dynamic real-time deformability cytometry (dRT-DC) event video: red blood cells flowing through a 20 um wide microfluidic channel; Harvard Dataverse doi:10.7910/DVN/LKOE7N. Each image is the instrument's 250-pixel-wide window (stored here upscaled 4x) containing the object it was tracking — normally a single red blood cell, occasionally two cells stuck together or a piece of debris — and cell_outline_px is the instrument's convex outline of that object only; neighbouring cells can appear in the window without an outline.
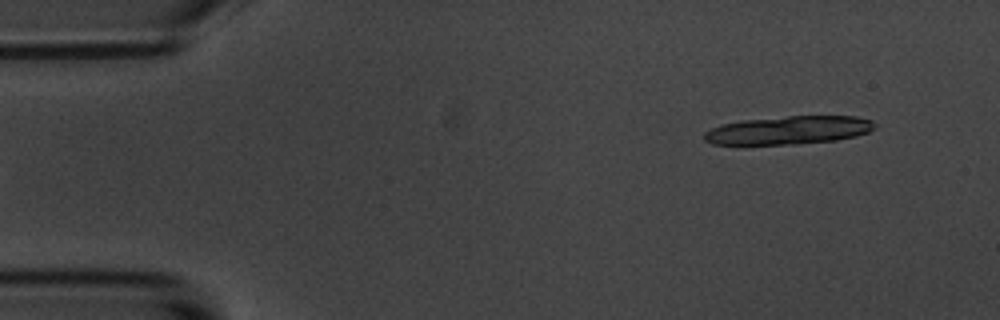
{"species": "common noctule bat (a hibernating species)", "species_latin": "Nyctalus noctula", "temperature_condition": "room temperature", "stored_images_in_passage": 6, "camera_frame_rate_fps": 3000, "um_per_image_px": 0.085, "animal": {"sex": "male", "body_mass_g": 20.1, "forearm_length_mm": 53.5}, "frame": {"image": 1, "passage_image": 6, "time_ms": 6.667, "image_size_px": [1000, 320], "cell_outline_px": [[876, 128], [868, 132], [856, 136], [836, 140], [796, 144], [712, 144], [704, 140], [704, 132], [720, 124], [744, 120], [788, 116], [856, 116], [872, 120], [876, 124]], "centroid_in_image_um": [67.06, 11.06], "position_along_channel_um": 17.9, "area_um2": 28.09}}